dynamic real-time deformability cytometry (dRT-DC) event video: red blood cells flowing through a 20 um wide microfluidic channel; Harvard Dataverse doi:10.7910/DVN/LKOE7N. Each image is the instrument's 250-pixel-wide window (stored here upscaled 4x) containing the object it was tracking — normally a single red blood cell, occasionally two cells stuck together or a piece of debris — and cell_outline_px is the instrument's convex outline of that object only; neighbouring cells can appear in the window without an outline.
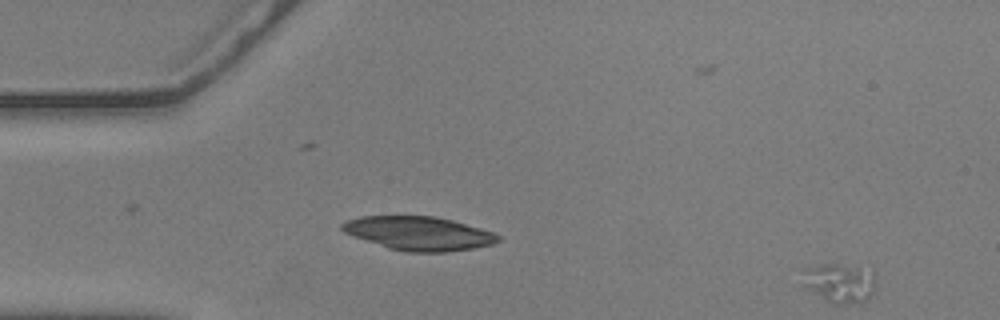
{"species": "common noctule bat (a hibernating species)", "species_latin": "Nyctalus noctula", "temperature_condition": "warm", "stored_images_in_passage": 32, "camera_frame_rate_fps": 3000, "um_per_image_px": 0.085, "animal": {"sex": "male", "body_mass_g": 20.5, "forearm_length_mm": 52.5}, "frame": {"image": 1, "passage_image": 1, "time_ms": 0.0, "image_size_px": [1000, 320], "cell_outline_px": [[872, 296], [860, 304], [832, 304], [800, 284], [800, 268], [824, 264], [836, 264], [856, 268], [872, 276]], "centroid_in_image_um": [71.19, 24.09], "position_along_channel_um": 13.8, "area_um2": 16.59}}
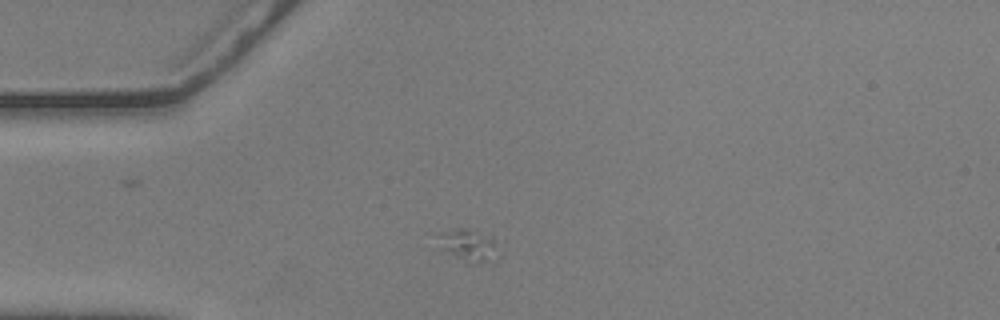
{"frame": {"image": 2, "passage_image": 12, "time_ms": 3.667, "image_size_px": [1000, 320], "cell_outline_px": [[500, 256], [496, 260], [476, 264], [468, 264], [440, 248], [440, 236], [444, 232], [456, 228], [468, 228], [492, 240]], "centroid_in_image_um": [39.85, 20.92], "position_along_channel_um": 45.2, "area_um2": 10.98}}